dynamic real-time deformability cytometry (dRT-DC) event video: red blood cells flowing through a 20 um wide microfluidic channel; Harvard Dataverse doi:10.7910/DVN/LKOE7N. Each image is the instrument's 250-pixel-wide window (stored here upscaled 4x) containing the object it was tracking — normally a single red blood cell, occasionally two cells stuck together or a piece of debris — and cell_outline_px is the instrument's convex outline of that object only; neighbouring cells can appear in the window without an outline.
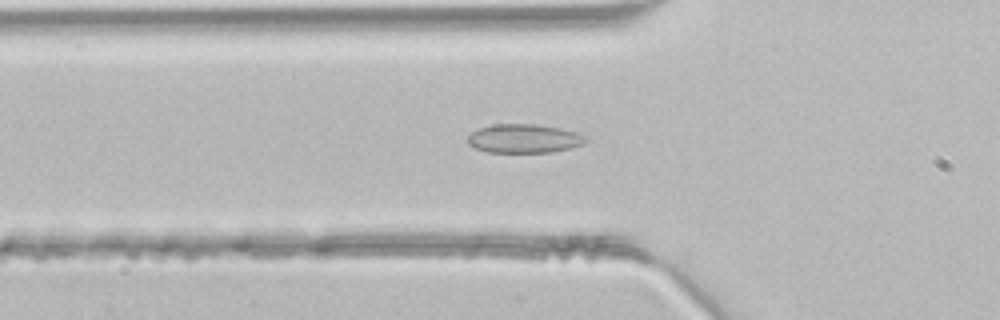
{"species": "common noctule bat (a hibernating species)", "species_latin": "Nyctalus noctula", "temperature_condition": "room temperature", "stored_images_in_passage": 45, "camera_frame_rate_fps": 3000, "um_per_image_px": 0.085, "animal": {"sex": "male", "body_mass_g": 21.5, "forearm_length_mm": 52.0}, "frame": {"image": 1, "passage_image": 15, "time_ms": 4.667, "image_size_px": [1000, 320], "cell_outline_px": [[588, 140], [584, 144], [552, 152], [488, 152], [476, 148], [468, 144], [464, 140], [472, 132], [480, 128], [492, 124], [536, 124], [560, 128], [576, 132], [584, 136]], "centroid_in_image_um": [44.51, 11.77], "position_along_channel_um": 81.3, "area_um2": 19.83}}
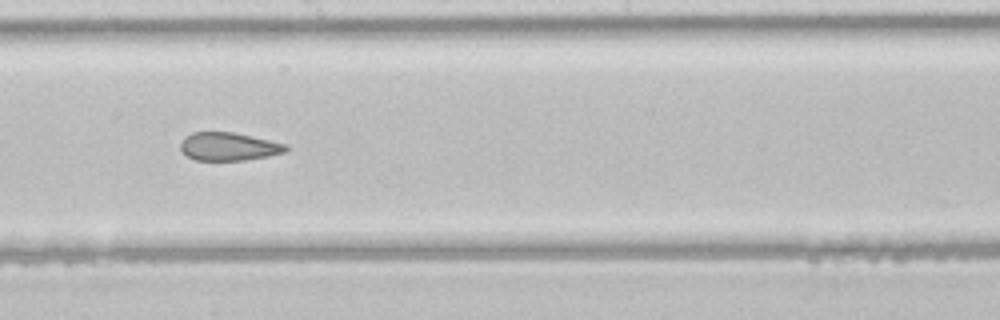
{"frame": {"image": 2, "passage_image": 25, "time_ms": 8.0, "image_size_px": [1000, 320], "cell_outline_px": [[288, 152], [268, 156], [244, 160], [196, 160], [188, 156], [180, 148], [180, 144], [184, 136], [192, 132], [232, 132], [288, 144]], "centroid_in_image_um": [19.46, 12.45], "position_along_channel_um": 228.7, "area_um2": 17.28}}
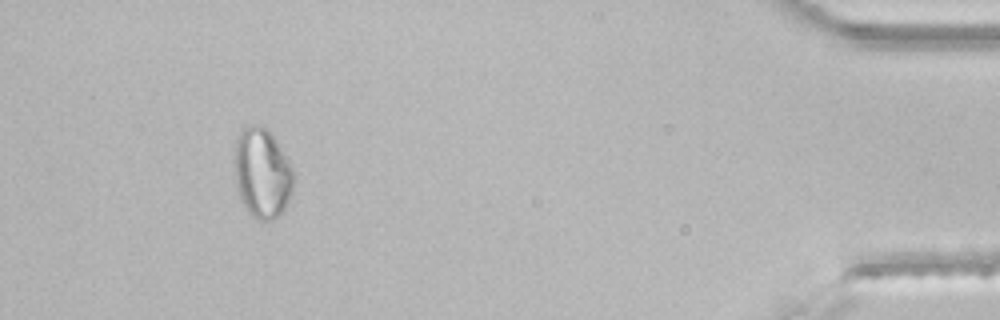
{"frame": {"image": 3, "passage_image": 42, "time_ms": 13.667, "image_size_px": [1000, 320], "cell_outline_px": [[292, 188], [288, 200], [284, 208], [272, 220], [260, 220], [252, 216], [248, 212], [240, 200], [236, 184], [232, 160], [236, 140], [240, 132], [244, 128], [264, 128], [272, 136], [288, 160], [292, 168]], "centroid_in_image_um": [22.22, 14.76], "position_along_channel_um": 413.0, "area_um2": 30.35}}